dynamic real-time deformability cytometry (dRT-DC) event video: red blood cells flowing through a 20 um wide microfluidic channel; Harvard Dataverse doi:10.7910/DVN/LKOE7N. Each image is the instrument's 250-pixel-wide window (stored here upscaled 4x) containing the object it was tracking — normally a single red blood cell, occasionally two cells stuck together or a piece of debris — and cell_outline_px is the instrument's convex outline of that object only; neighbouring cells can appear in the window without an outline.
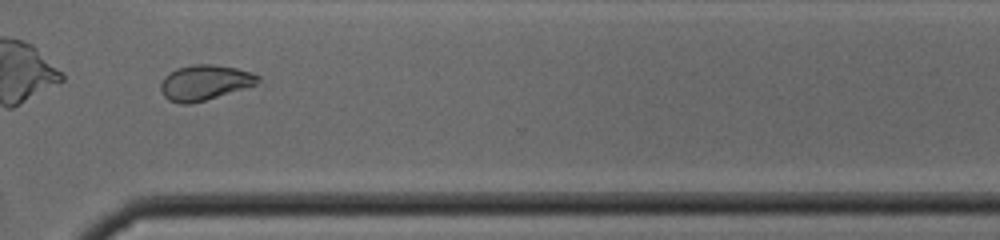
{"species": "common noctule bat (a hibernating species)", "species_latin": "Nyctalus noctula", "temperature_condition": "cold", "stored_images_in_passage": 34, "camera_frame_rate_fps": 3000, "um_per_image_px": 0.085, "animal": {"sex": "male", "body_mass_g": 19.0, "forearm_length_mm": 50.8}, "frame": {"image": 1, "passage_image": 25, "time_ms": 8.0, "image_size_px": [1000, 240], "cell_outline_px": [[264, 84], [192, 104], [180, 104], [168, 100], [160, 92], [160, 84], [164, 76], [176, 68], [192, 64], [212, 64], [236, 68], [252, 72], [260, 76]], "centroid_in_image_um": [17.47, 7.03], "position_along_channel_um": 353.1, "area_um2": 20.75}, "authors_computed_cell_mechanics": {"area_um2": 19.9699, "velocity_mm_per_s": 4.3621, "shape_relaxation_time_tau1_ms": 2.5814, "shape_relaxation_time_tau2_ms": 3.5518, "deformation_change_tau1": 0.1547, "deformation_change_tau2": 0.095}}